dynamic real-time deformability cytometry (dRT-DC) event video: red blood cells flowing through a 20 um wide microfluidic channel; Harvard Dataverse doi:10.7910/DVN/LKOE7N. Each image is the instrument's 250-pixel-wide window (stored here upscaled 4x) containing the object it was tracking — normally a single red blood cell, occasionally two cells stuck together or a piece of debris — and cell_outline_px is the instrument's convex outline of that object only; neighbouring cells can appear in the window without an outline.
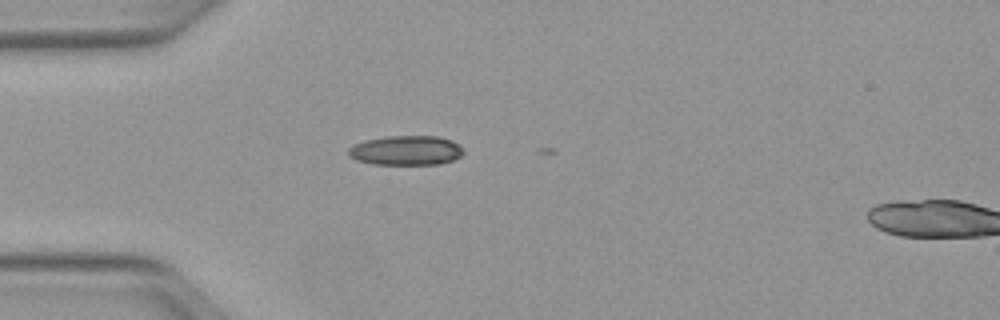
{"species": "Egyptian fruit bat (a non-hibernating species)", "species_latin": "Rousettus aegyptiacus", "temperature_condition": "warm", "stored_images_in_passage": 4, "camera_frame_rate_fps": 3000, "um_per_image_px": 0.085, "animal": {"sex": "female"}, "frame": {"image": 1, "passage_image": 1, "time_ms": 0.0, "image_size_px": [1000, 320], "cell_outline_px": [[464, 152], [460, 156], [452, 160], [440, 164], [372, 164], [356, 160], [348, 156], [348, 148], [352, 144], [364, 140], [388, 136], [436, 136], [452, 140], [460, 144], [464, 148]], "centroid_in_image_um": [34.5, 12.78], "position_along_channel_um": 50.5, "area_um2": 20.06}}